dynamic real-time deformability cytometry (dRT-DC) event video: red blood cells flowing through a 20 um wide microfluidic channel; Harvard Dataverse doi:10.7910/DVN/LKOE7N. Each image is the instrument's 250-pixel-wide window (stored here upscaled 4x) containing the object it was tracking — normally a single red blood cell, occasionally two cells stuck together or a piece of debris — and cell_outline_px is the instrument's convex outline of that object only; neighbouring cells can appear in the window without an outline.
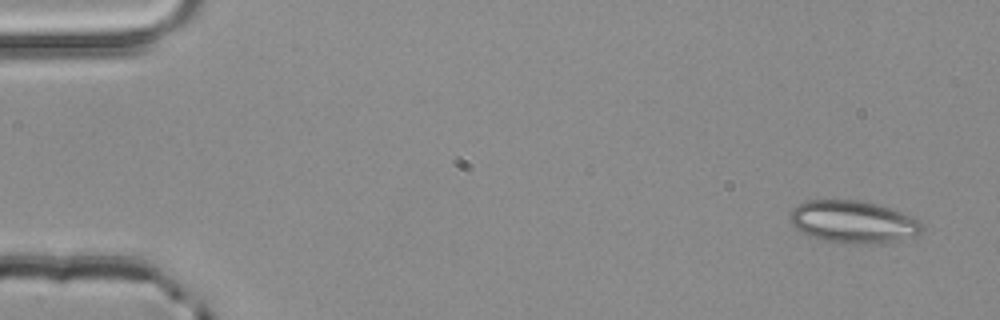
{"species": "common noctule bat (a hibernating species)", "species_latin": "Nyctalus noctula", "temperature_condition": "room temperature", "stored_images_in_passage": 5, "camera_frame_rate_fps": 3000, "um_per_image_px": 0.085, "animal": {"sex": "male", "body_mass_g": 20.4}, "frame": {"image": 1, "passage_image": 1, "time_ms": 0.0, "image_size_px": [1000, 320], "cell_outline_px": [[924, 228], [916, 236], [880, 244], [844, 244], [824, 240], [808, 236], [800, 232], [788, 220], [788, 212], [796, 204], [808, 200], [860, 200], [876, 204], [912, 216], [924, 224]], "centroid_in_image_um": [72.48, 18.87], "position_along_channel_um": 12.5, "area_um2": 33.18}}
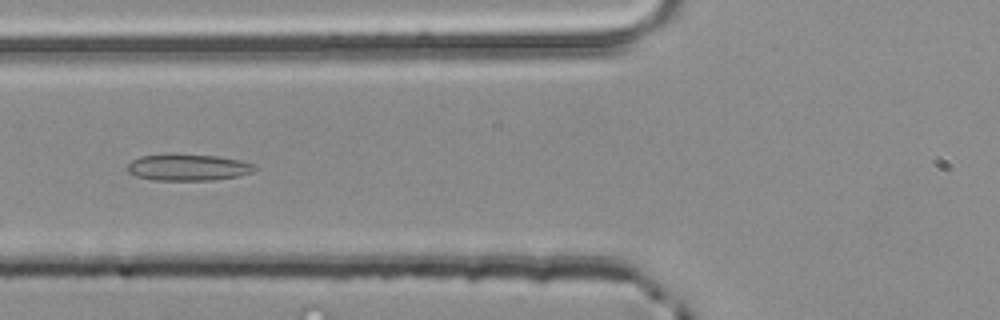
{"frame": {"image": 2, "passage_image": 5, "time_ms": 1.333, "image_size_px": [1000, 320], "cell_outline_px": [[256, 168], [252, 172], [240, 176], [212, 180], [152, 180], [136, 176], [128, 172], [128, 164], [132, 160], [140, 156], [220, 156], [240, 160], [256, 164]], "centroid_in_image_um": [16.04, 14.26], "position_along_channel_um": 109.8, "area_um2": 19.13}}